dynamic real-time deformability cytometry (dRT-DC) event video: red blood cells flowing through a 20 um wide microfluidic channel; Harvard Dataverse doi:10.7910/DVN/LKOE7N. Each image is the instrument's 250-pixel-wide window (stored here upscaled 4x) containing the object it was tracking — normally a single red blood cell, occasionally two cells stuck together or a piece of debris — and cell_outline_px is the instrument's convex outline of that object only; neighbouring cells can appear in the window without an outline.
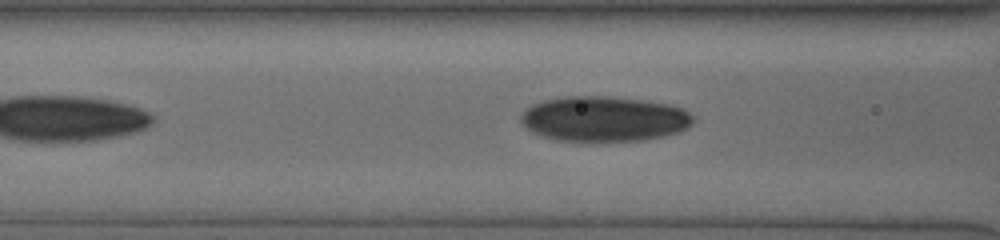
{"species": "human", "species_latin": "Homo sapiens", "temperature_condition": "cold", "stored_images_in_passage": 30, "camera_frame_rate_fps": 3000, "um_per_image_px": 0.085, "donor": {"sex": "male"}, "frame": {"image": 1, "passage_image": 8, "time_ms": 2.333, "image_size_px": [1000, 240], "cell_outline_px": [[692, 124], [688, 128], [680, 132], [664, 136], [644, 140], [596, 144], [556, 140], [544, 136], [528, 128], [520, 120], [520, 116], [532, 104], [544, 100], [568, 96], [612, 96], [644, 100], [668, 104], [680, 108], [688, 112], [692, 116]], "centroid_in_image_um": [51.37, 10.14], "position_along_channel_um": 115.2, "area_um2": 46.18}}
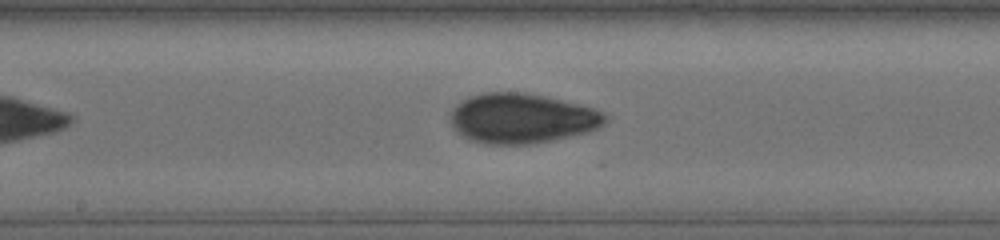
{"frame": {"image": 2, "passage_image": 15, "time_ms": 4.667, "image_size_px": [1000, 240], "cell_outline_px": [[608, 116], [596, 128], [584, 132], [552, 140], [528, 144], [484, 144], [468, 140], [456, 132], [452, 124], [452, 108], [456, 104], [468, 96], [480, 92], [524, 92], [548, 96], [592, 108], [604, 112]], "centroid_in_image_um": [44.28, 10.04], "position_along_channel_um": 203.9, "area_um2": 44.91}}
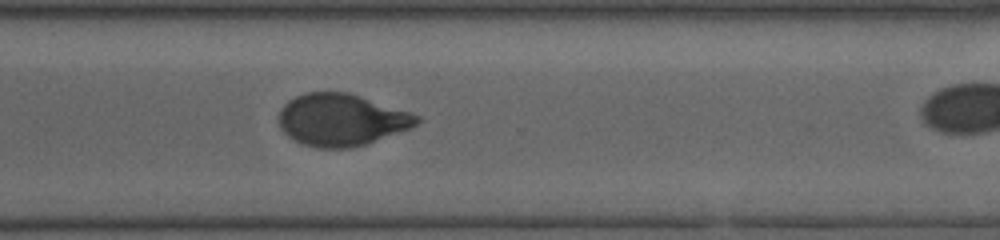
{"frame": {"image": 3, "passage_image": 26, "time_ms": 8.333, "image_size_px": [1000, 240], "cell_outline_px": [[420, 120], [416, 124], [408, 128], [364, 144], [352, 148], [316, 148], [304, 144], [288, 136], [280, 128], [280, 108], [288, 100], [304, 92], [348, 92], [420, 116]], "centroid_in_image_um": [28.96, 10.18], "position_along_channel_um": 341.6, "area_um2": 41.21}}